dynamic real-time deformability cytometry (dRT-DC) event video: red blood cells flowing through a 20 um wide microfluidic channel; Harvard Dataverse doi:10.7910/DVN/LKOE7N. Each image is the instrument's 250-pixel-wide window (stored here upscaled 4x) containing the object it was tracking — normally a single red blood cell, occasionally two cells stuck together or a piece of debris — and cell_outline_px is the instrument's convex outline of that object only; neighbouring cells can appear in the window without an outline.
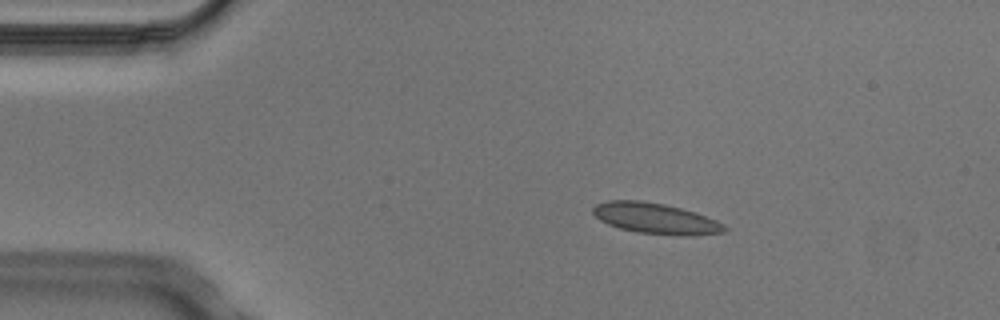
{"species": "Egyptian fruit bat (a non-hibernating species)", "species_latin": "Rousettus aegyptiacus", "temperature_condition": "cold", "stored_images_in_passage": 6, "camera_frame_rate_fps": 3000, "um_per_image_px": 0.085, "animal": {"sex": "male"}, "frame": {"image": 1, "passage_image": 2, "time_ms": 0.333, "image_size_px": [1000, 320], "cell_outline_px": [[728, 228], [724, 232], [688, 236], [680, 236], [636, 232], [620, 228], [608, 224], [600, 220], [592, 212], [592, 208], [596, 204], [608, 200], [640, 200], [664, 204], [696, 212], [716, 220], [724, 224]], "centroid_in_image_um": [55.73, 18.57], "position_along_channel_um": 29.3, "area_um2": 23.64}}
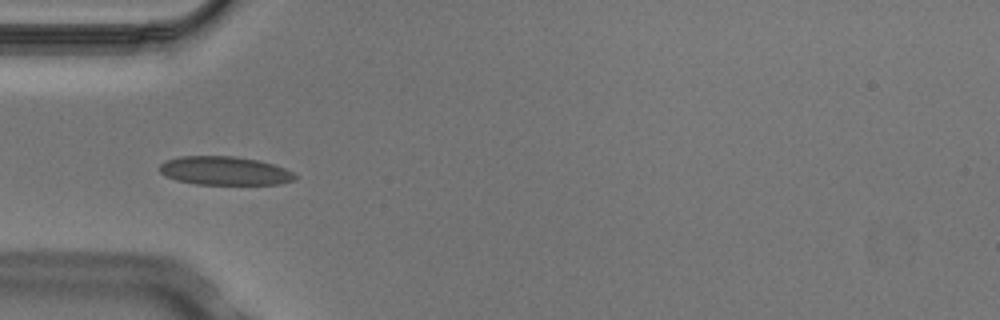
{"frame": {"image": 2, "passage_image": 4, "time_ms": 1.0, "image_size_px": [1000, 320], "cell_outline_px": [[296, 176], [292, 180], [280, 184], [196, 184], [176, 180], [164, 176], [160, 172], [160, 164], [168, 160], [180, 156], [236, 156], [256, 160], [272, 164], [284, 168], [292, 172]], "centroid_in_image_um": [19.05, 14.52], "position_along_channel_um": 65.9, "area_um2": 22.37}}
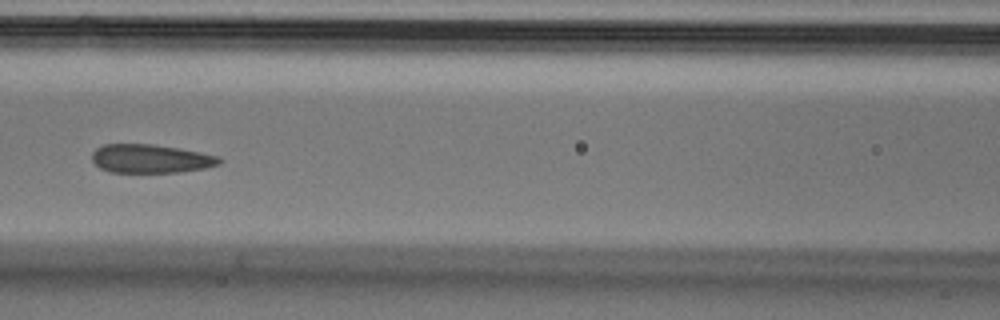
{"frame": {"image": 3, "passage_image": 6, "time_ms": 1.667, "image_size_px": [1000, 320], "cell_outline_px": [[224, 160], [220, 164], [204, 168], [180, 172], [112, 172], [100, 168], [92, 160], [92, 152], [96, 148], [104, 144], [152, 144], [200, 152], [220, 156]], "centroid_in_image_um": [12.82, 13.48], "position_along_channel_um": 153.8, "area_um2": 21.21}}